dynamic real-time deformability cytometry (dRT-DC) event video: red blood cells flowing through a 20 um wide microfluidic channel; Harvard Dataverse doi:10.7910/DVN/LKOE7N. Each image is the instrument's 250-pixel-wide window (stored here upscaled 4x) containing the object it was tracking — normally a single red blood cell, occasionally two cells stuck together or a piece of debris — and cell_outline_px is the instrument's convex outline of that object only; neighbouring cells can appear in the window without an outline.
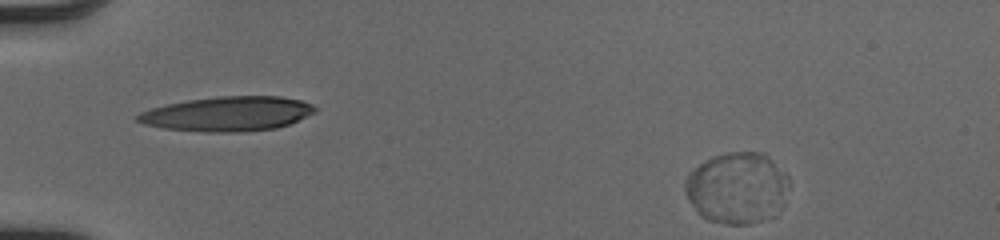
{"species": "human", "species_latin": "Homo sapiens", "temperature_condition": "cold", "stored_images_in_passage": 19, "segment_of_instrument_passage": [2, 2], "camera_frame_rate_fps": 3000, "um_per_image_px": 0.085, "donor": {"sex": "male"}, "frame": {"image": 1, "passage_image": 19, "time_ms": 6.0, "image_size_px": [1000, 240], "cell_outline_px": [[788, 188], [764, 216], [760, 220], [748, 224], [724, 224], [708, 220], [700, 216], [688, 200], [684, 188], [684, 184], [688, 172], [712, 156], [728, 152], [764, 152], [788, 176]], "centroid_in_image_um": [62.52, 15.91], "position_along_channel_um": 22.5, "area_um2": 41.96}}